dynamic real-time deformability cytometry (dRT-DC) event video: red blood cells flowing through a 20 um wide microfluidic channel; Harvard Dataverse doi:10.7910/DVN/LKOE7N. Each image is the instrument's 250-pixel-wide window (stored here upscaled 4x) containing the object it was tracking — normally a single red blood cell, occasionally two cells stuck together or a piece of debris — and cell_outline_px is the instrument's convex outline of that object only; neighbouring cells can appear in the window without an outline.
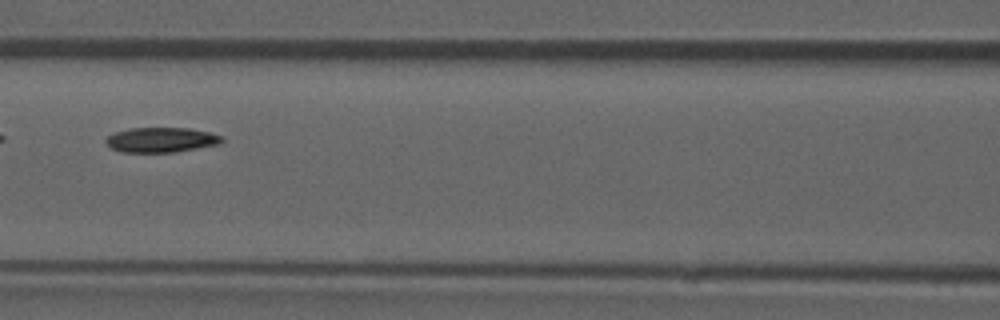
{"species": "common noctule bat (a hibernating species)", "species_latin": "Nyctalus noctula", "temperature_condition": "room temperature", "stored_images_in_passage": 22, "camera_frame_rate_fps": 3000, "um_per_image_px": 0.085, "animal": {"sex": "male", "forearm_length_mm": 52.5}, "frame": {"image": 1, "passage_image": 8, "time_ms": 2.333, "image_size_px": [1000, 320], "cell_outline_px": [[224, 140], [220, 144], [176, 152], [120, 152], [112, 148], [104, 140], [108, 136], [116, 132], [132, 128], [188, 128], [208, 132], [224, 136]], "centroid_in_image_um": [13.74, 11.89], "position_along_channel_um": 152.9, "area_um2": 16.82}}